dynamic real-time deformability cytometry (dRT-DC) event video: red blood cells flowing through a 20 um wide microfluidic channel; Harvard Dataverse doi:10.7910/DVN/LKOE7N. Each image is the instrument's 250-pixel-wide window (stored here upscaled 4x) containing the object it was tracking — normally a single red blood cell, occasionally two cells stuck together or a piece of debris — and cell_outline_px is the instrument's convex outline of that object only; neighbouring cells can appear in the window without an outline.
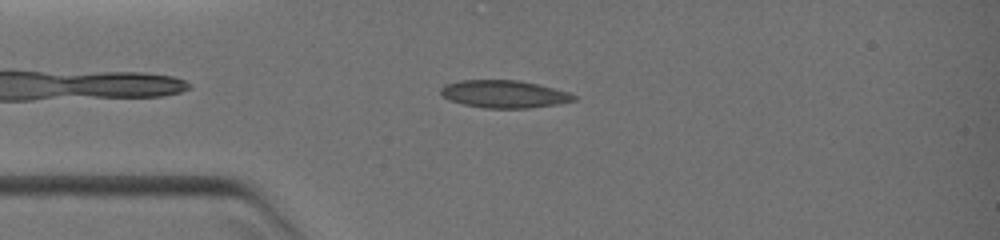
{"species": "common noctule bat (a hibernating species)", "species_latin": "Nyctalus noctula", "temperature_condition": "warm", "stored_images_in_passage": 29, "camera_frame_rate_fps": 3000, "um_per_image_px": 0.085, "animal": {"sex": "female", "body_mass_g": 19.0, "forearm_length_mm": 51.5}, "frame": {"image": 1, "passage_image": 4, "time_ms": 1.0, "image_size_px": [1000, 240], "cell_outline_px": [[576, 100], [556, 104], [528, 108], [484, 108], [464, 104], [448, 100], [440, 92], [440, 88], [444, 84], [460, 80], [520, 80], [568, 92], [576, 96]], "centroid_in_image_um": [42.81, 7.99], "position_along_channel_um": 42.2, "area_um2": 21.27}}
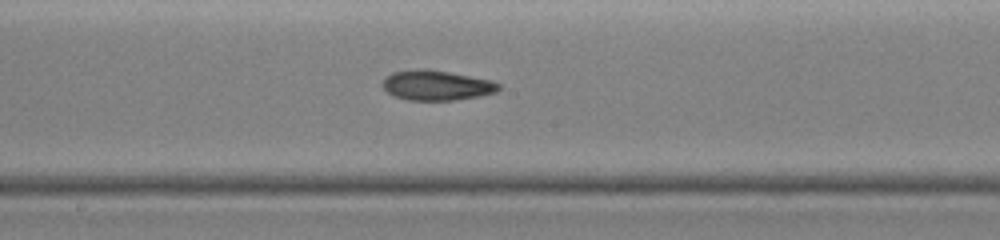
{"frame": {"image": 2, "passage_image": 15, "time_ms": 4.667, "image_size_px": [1000, 240], "cell_outline_px": [[500, 88], [496, 92], [480, 96], [456, 100], [408, 100], [392, 96], [380, 84], [384, 76], [392, 72], [412, 68], [424, 68], [448, 72], [492, 80], [500, 84]], "centroid_in_image_um": [37.05, 7.24], "position_along_channel_um": 211.1, "area_um2": 20.63}}
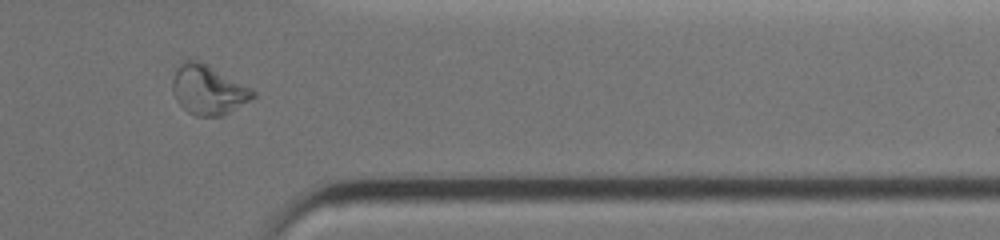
{"frame": {"image": 3, "passage_image": 26, "time_ms": 8.333, "image_size_px": [1000, 240], "cell_outline_px": [[256, 96], [228, 112], [220, 116], [196, 116], [188, 112], [176, 100], [172, 92], [172, 80], [176, 68], [184, 60], [200, 60], [252, 88], [256, 92]], "centroid_in_image_um": [17.67, 7.61], "position_along_channel_um": 393.7, "area_um2": 23.12}}